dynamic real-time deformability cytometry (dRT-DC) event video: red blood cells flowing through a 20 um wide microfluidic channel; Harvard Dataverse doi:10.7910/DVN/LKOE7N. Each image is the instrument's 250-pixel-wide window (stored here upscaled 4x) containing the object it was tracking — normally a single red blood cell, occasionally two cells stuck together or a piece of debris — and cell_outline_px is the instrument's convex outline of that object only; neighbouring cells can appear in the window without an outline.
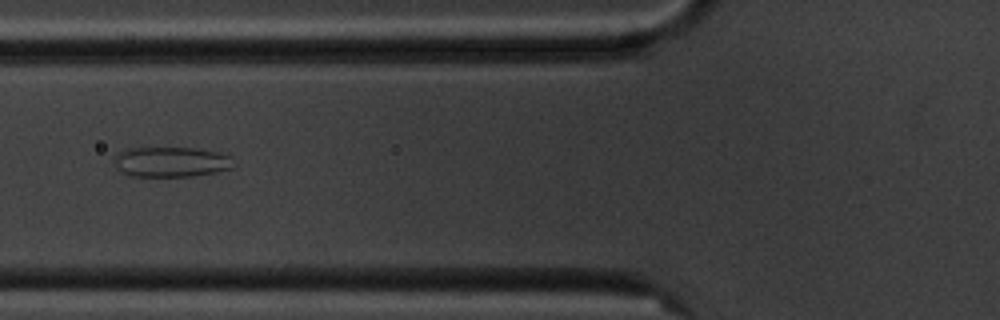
{"species": "common noctule bat (a hibernating species)", "species_latin": "Nyctalus noctula", "temperature_condition": "cold", "stored_images_in_passage": 6, "camera_frame_rate_fps": 3000, "um_per_image_px": 0.085, "animal": {"sex": "male", "body_mass_g": 20.1, "forearm_length_mm": 53.5}, "frame": {"image": 1, "passage_image": 2, "time_ms": 1.333, "image_size_px": [1000, 320], "cell_outline_px": [[236, 164], [232, 168], [216, 172], [192, 176], [128, 176], [116, 168], [112, 164], [112, 160], [116, 152], [128, 148], [196, 148], [216, 152], [232, 156]], "centroid_in_image_um": [14.51, 13.76], "position_along_channel_um": 111.3, "area_um2": 21.39}}